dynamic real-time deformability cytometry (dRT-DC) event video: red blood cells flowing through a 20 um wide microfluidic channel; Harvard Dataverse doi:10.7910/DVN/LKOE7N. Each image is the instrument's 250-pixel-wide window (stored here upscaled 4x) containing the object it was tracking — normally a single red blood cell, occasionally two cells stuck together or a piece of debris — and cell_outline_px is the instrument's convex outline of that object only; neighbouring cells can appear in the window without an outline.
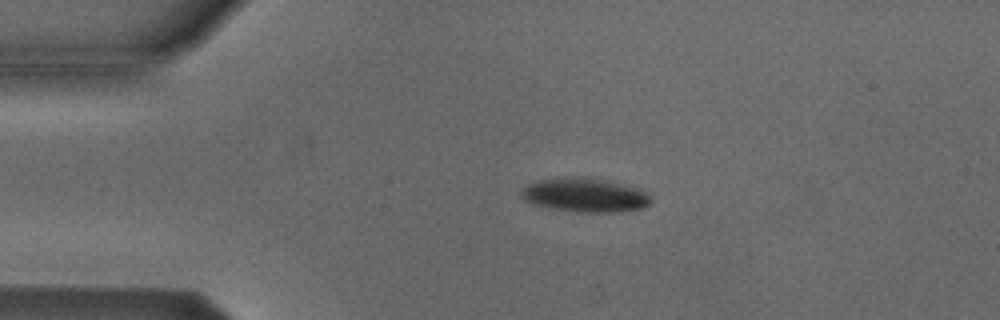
{"species": "Egyptian fruit bat (a non-hibernating species)", "species_latin": "Rousettus aegyptiacus", "temperature_condition": "cold", "stored_images_in_passage": 44, "camera_frame_rate_fps": 3000, "um_per_image_px": 0.085, "animal": {"sex": "male"}, "frame": {"image": 1, "passage_image": 2, "time_ms": 0.333, "image_size_px": [1000, 320], "cell_outline_px": [[652, 200], [648, 204], [640, 208], [620, 212], [576, 212], [552, 208], [532, 204], [524, 200], [520, 196], [520, 188], [532, 180], [604, 180], [620, 184], [644, 192]], "centroid_in_image_um": [49.62, 16.64], "position_along_channel_um": 35.4, "area_um2": 24.51}}
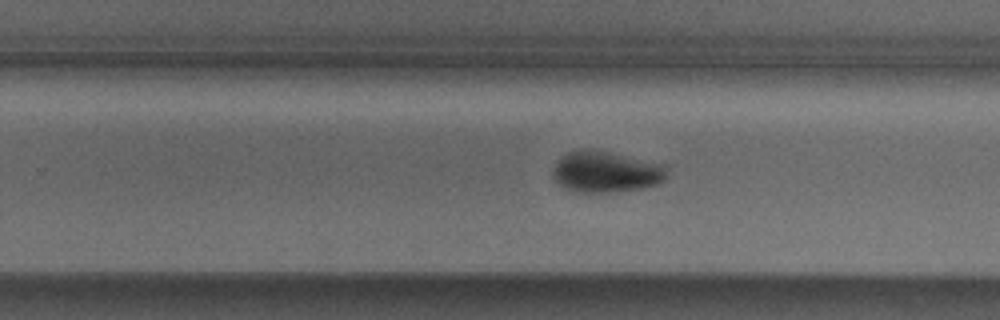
{"frame": {"image": 2, "passage_image": 24, "time_ms": 7.667, "image_size_px": [1000, 320], "cell_outline_px": [[664, 180], [660, 184], [644, 188], [608, 192], [576, 192], [560, 184], [552, 176], [552, 172], [556, 164], [568, 152], [580, 148], [584, 148], [608, 152], [664, 164]], "centroid_in_image_um": [51.5, 14.61], "position_along_channel_um": 278.3, "area_um2": 26.93}}
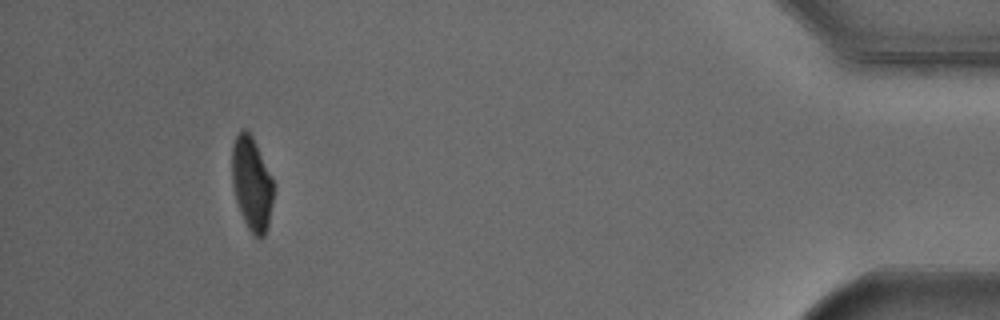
{"frame": {"image": 3, "passage_image": 40, "time_ms": 13.0, "image_size_px": [1000, 320], "cell_outline_px": [[272, 204], [268, 224], [264, 236], [260, 240], [248, 228], [240, 212], [236, 200], [232, 184], [232, 148], [236, 136], [244, 128], [252, 136], [272, 176]], "centroid_in_image_um": [21.39, 15.61], "position_along_channel_um": 413.8, "area_um2": 22.31}, "authors_computed_cell_mechanics": {"area_um2": 26.2412, "velocity_mm_per_s": 3.8315, "shape_relaxation_time_tau1_ms": 4.2458, "shape_relaxation_time_tau2_ms": null, "deformation_change_tau1": 0.1432, "deformation_change_tau2": null}}